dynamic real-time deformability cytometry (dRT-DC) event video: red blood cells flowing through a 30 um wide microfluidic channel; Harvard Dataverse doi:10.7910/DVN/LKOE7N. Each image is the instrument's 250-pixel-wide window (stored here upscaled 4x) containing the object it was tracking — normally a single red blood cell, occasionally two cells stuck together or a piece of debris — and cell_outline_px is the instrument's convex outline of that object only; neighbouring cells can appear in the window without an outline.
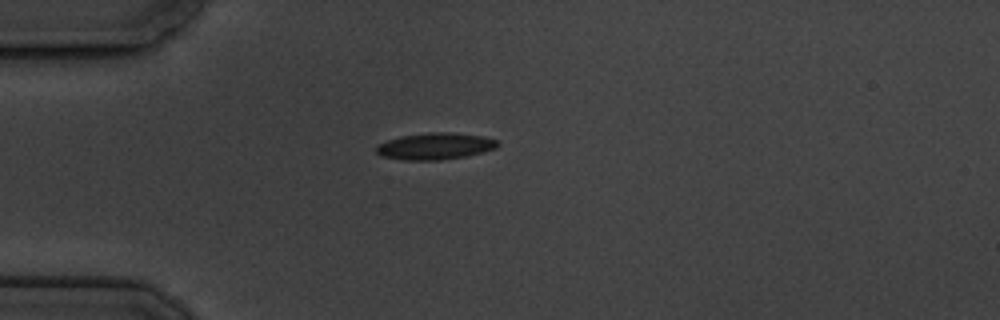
{"species": "common noctule bat (a hibernating species)", "species_latin": "Nyctalus noctula", "temperature_condition": "cold", "stored_images_in_passage": 10, "camera_frame_rate_fps": 3000, "um_per_image_px": 0.085, "animal": {"sex": "male", "body_mass_g": 19.5, "forearm_length_mm": 54.6}, "frame": {"image": 1, "passage_image": 1, "time_ms": 0.0, "image_size_px": [1000, 320], "cell_outline_px": [[500, 144], [496, 148], [484, 152], [468, 156], [440, 160], [404, 160], [380, 156], [376, 152], [376, 148], [380, 144], [388, 140], [400, 136], [432, 132], [444, 132], [480, 136], [500, 140]], "centroid_in_image_um": [37.02, 12.44], "position_along_channel_um": 48.0, "area_um2": 18.84}}
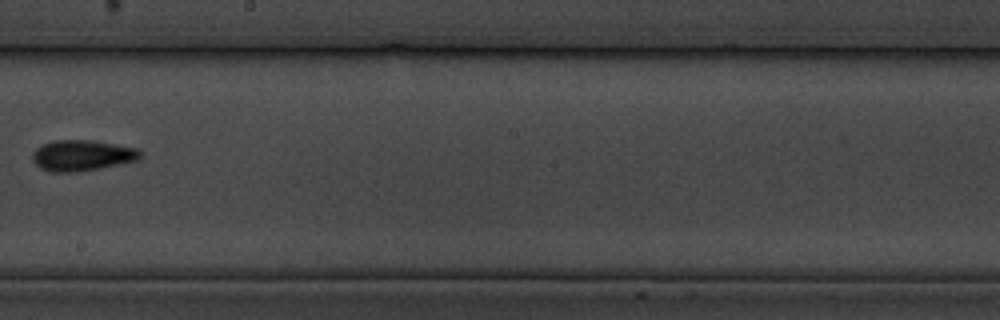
{"frame": {"image": 2, "passage_image": 6, "time_ms": 6.0, "image_size_px": [1000, 320], "cell_outline_px": [[140, 160], [100, 168], [76, 172], [52, 172], [40, 168], [32, 160], [32, 152], [36, 148], [52, 140], [84, 140], [112, 144], [136, 148], [140, 152]], "centroid_in_image_um": [6.93, 13.22], "position_along_channel_um": 241.3, "area_um2": 19.19}}
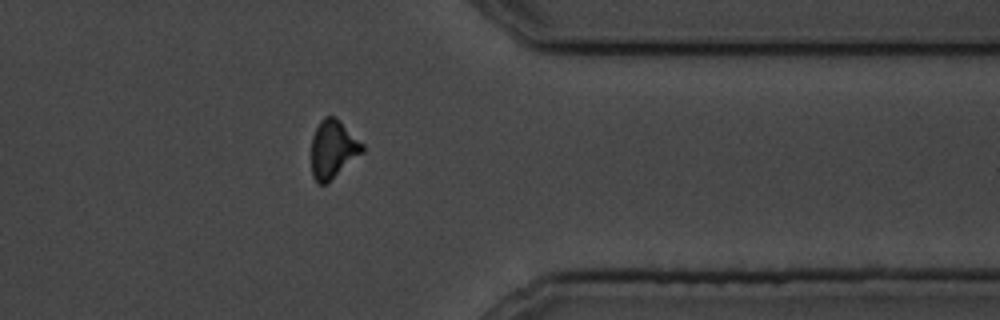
{"frame": {"image": 3, "passage_image": 10, "time_ms": 10.333, "image_size_px": [1000, 320], "cell_outline_px": [[364, 152], [324, 184], [320, 184], [312, 176], [312, 136], [320, 120], [324, 116], [332, 116], [340, 120], [364, 144]], "centroid_in_image_um": [28.31, 12.64], "position_along_channel_um": 383.1, "area_um2": 17.05}, "authors_computed_cell_mechanics": {"area_um2": 18.1203, "velocity_mm_per_s": 3.4958, "shape_relaxation_time_tau1_ms": 2.9154, "shape_relaxation_time_tau2_ms": 5.2617, "deformation_change_tau1": 0.1131, "deformation_change_tau2": 0.0944}}